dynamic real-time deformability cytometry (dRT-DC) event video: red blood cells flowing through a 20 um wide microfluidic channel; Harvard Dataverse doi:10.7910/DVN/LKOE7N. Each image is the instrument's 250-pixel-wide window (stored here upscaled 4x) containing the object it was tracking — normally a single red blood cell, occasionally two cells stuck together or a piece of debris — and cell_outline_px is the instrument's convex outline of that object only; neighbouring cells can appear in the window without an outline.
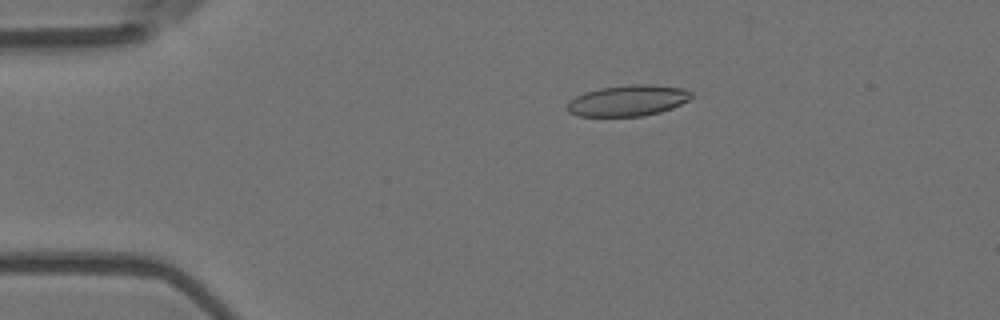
{"species": "Egyptian fruit bat (a non-hibernating species)", "species_latin": "Rousettus aegyptiacus", "temperature_condition": "room temperature", "stored_images_in_passage": 10, "camera_frame_rate_fps": 3000, "um_per_image_px": 0.085, "animal": {"sex": "female"}, "frame": {"image": 1, "passage_image": 2, "time_ms": 0.333, "image_size_px": [1000, 320], "cell_outline_px": [[692, 96], [688, 100], [672, 108], [660, 112], [644, 116], [576, 116], [568, 112], [564, 108], [568, 100], [584, 92], [600, 88], [628, 84], [652, 84], [684, 88], [692, 92]], "centroid_in_image_um": [53.33, 8.54], "position_along_channel_um": 31.7, "area_um2": 22.77}}
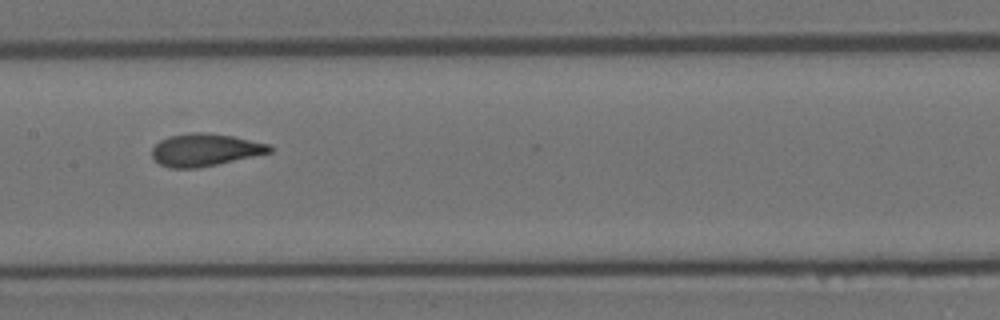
{"frame": {"image": 2, "passage_image": 7, "time_ms": 2.0, "image_size_px": [1000, 320], "cell_outline_px": [[272, 152], [216, 164], [196, 168], [168, 168], [160, 164], [152, 156], [152, 148], [160, 140], [168, 136], [196, 132], [204, 132], [232, 136], [272, 144]], "centroid_in_image_um": [17.43, 12.73], "position_along_channel_um": 190.0, "area_um2": 22.14}}
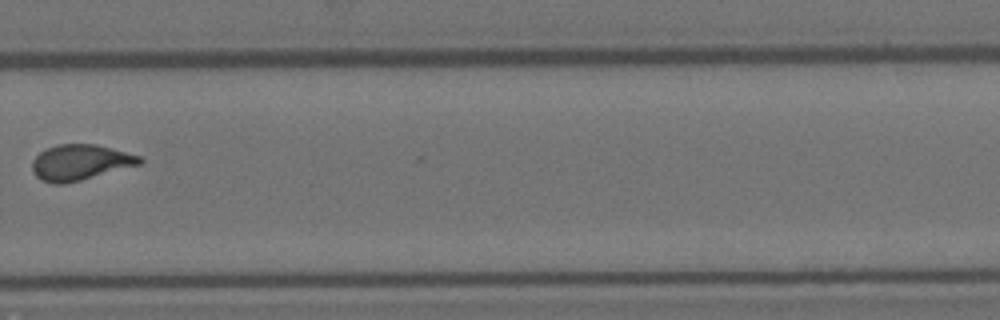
{"frame": {"image": 3, "passage_image": 10, "time_ms": 3.0, "image_size_px": [1000, 320], "cell_outline_px": [[144, 160], [140, 164], [80, 180], [64, 184], [52, 184], [40, 180], [32, 172], [32, 160], [40, 152], [56, 144], [96, 144], [140, 156]], "centroid_in_image_um": [6.77, 13.8], "position_along_channel_um": 323.0, "area_um2": 22.2}}